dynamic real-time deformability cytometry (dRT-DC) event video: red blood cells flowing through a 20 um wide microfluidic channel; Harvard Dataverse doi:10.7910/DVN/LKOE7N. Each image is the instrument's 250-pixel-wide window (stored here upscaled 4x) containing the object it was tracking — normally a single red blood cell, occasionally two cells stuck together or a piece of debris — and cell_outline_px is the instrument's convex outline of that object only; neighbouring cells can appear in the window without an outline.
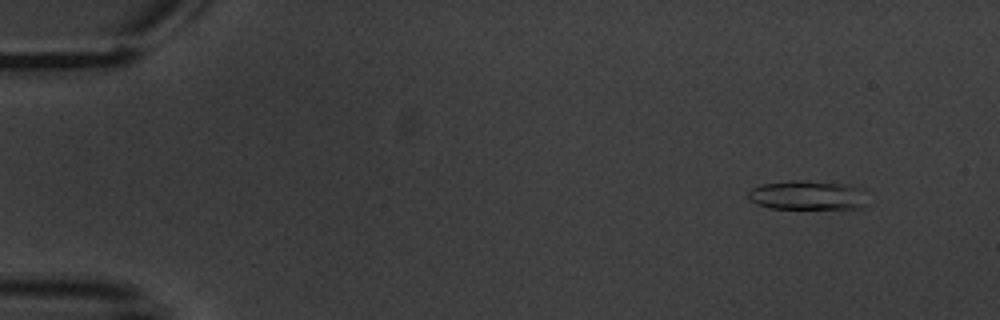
{"species": "common noctule bat (a hibernating species)", "species_latin": "Nyctalus noctula", "temperature_condition": "warm", "stored_images_in_passage": 6, "camera_frame_rate_fps": 3000, "um_per_image_px": 0.085, "animal": {"sex": "male", "body_mass_g": 20.1, "forearm_length_mm": 53.5}, "frame": {"image": 1, "passage_image": 1, "time_ms": 0.0, "image_size_px": [1000, 320], "cell_outline_px": [[868, 204], [860, 208], [768, 208], [756, 204], [748, 200], [748, 192], [752, 188], [760, 184], [788, 180], [804, 180], [848, 184], [864, 188]], "centroid_in_image_um": [68.66, 16.58], "position_along_channel_um": 16.3, "area_um2": 20.81}}